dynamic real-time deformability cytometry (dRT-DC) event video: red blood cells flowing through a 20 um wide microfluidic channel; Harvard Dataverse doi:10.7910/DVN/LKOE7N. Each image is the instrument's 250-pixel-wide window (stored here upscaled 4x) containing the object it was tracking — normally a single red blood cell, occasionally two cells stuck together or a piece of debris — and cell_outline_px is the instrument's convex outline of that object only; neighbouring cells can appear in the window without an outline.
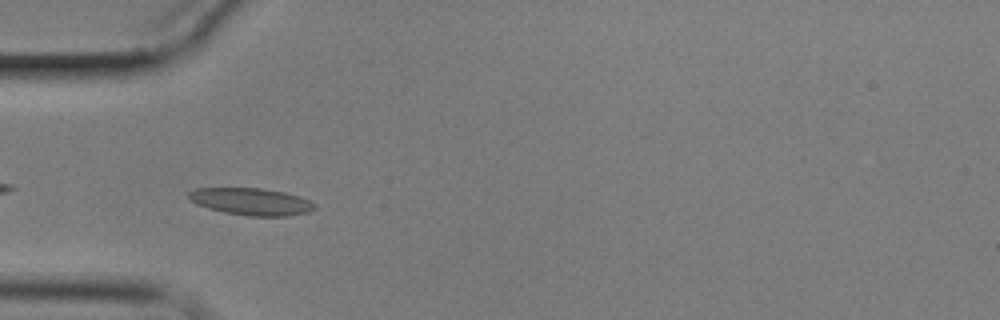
{"species": "common noctule bat (a hibernating species)", "species_latin": "Nyctalus noctula", "temperature_condition": "cold", "stored_images_in_passage": 43, "camera_frame_rate_fps": 3000, "um_per_image_px": 0.085, "animal": {"sex": "male", "body_mass_g": 17.9}, "frame": {"image": 1, "passage_image": 3, "time_ms": 0.667, "image_size_px": [1000, 320], "cell_outline_px": [[316, 208], [308, 212], [288, 216], [248, 216], [224, 212], [208, 208], [196, 204], [188, 196], [188, 192], [196, 188], [264, 188], [284, 192], [300, 196], [316, 204]], "centroid_in_image_um": [21.37, 17.13], "position_along_channel_um": 63.6, "area_um2": 19.94}}
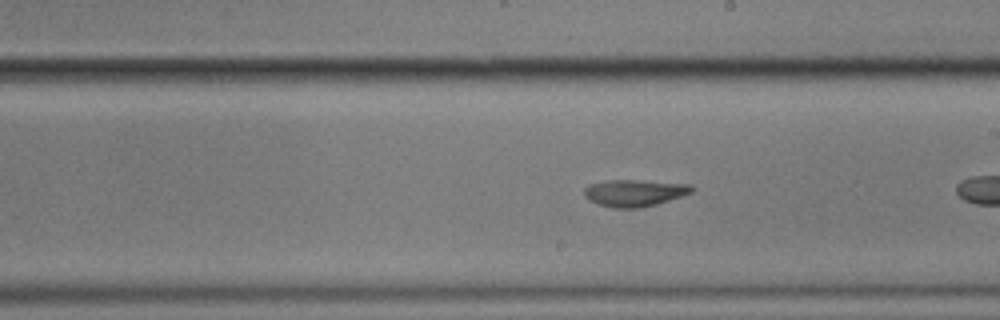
{"frame": {"image": 2, "passage_image": 16, "time_ms": 5.0, "image_size_px": [1000, 320], "cell_outline_px": [[696, 188], [692, 192], [656, 204], [640, 208], [612, 208], [596, 204], [584, 196], [584, 188], [588, 184], [608, 180], [636, 180], [692, 184]], "centroid_in_image_um": [53.91, 16.39], "position_along_channel_um": 235.1, "area_um2": 16.94}}
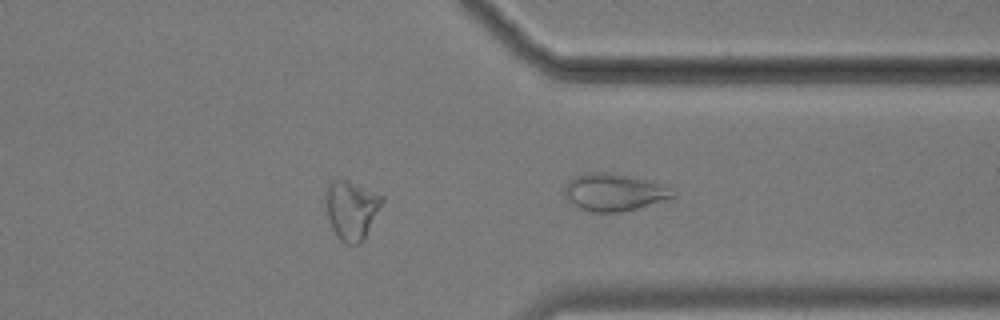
{"frame": {"image": 3, "passage_image": 30, "time_ms": 9.667, "image_size_px": [1000, 320], "cell_outline_px": [[384, 200], [364, 240], [360, 244], [348, 244], [332, 228], [328, 216], [328, 184], [332, 180], [348, 180], [384, 196]], "centroid_in_image_um": [29.94, 17.83], "position_along_channel_um": 381.5, "area_um2": 18.67}, "authors_computed_cell_mechanics": {"area_um2": 18.6694, "velocity_mm_per_s": 3.3288, "shape_relaxation_time_tau1_ms": null, "shape_relaxation_time_tau2_ms": 0.9389, "deformation_change_tau1": null, "deformation_change_tau2": 0.0718}}